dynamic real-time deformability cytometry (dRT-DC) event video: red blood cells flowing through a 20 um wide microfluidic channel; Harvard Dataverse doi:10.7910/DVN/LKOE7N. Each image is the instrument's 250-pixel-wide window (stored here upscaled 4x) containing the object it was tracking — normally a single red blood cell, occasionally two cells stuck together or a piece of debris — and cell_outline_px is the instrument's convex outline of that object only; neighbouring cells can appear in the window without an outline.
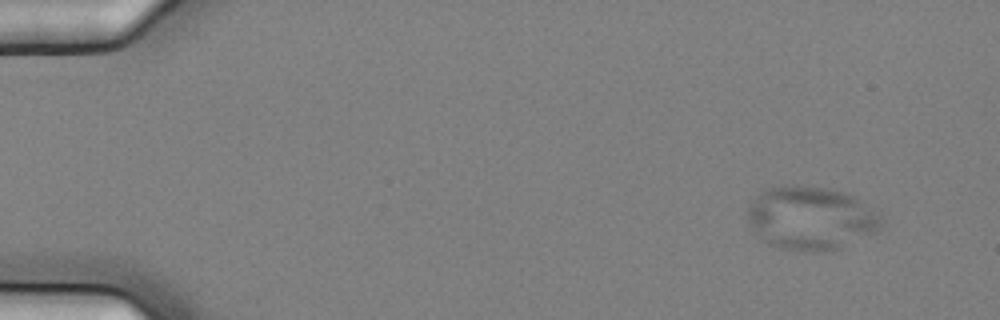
{"species": "common noctule bat (a hibernating species)", "species_latin": "Nyctalus noctula", "temperature_condition": "cold", "stored_images_in_passage": 4, "camera_frame_rate_fps": 3000, "um_per_image_px": 0.085, "animal": {"sex": "female", "body_mass_g": 25.1}, "frame": {"image": 1, "passage_image": 1, "time_ms": 0.0, "image_size_px": [1000, 320], "cell_outline_px": [[880, 232], [840, 248], [824, 252], [800, 252], [776, 248], [764, 240], [752, 228], [748, 220], [748, 204], [764, 188], [784, 184], [796, 184], [824, 188], [844, 192], [860, 200], [880, 216]], "centroid_in_image_um": [68.9, 18.55], "position_along_channel_um": 16.1, "area_um2": 49.94}}
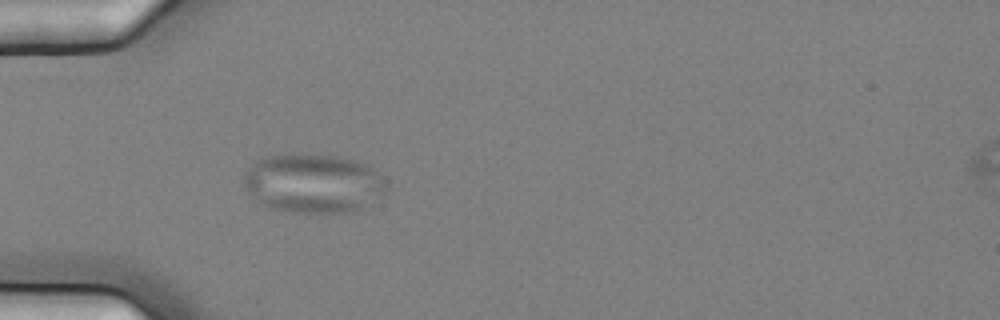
{"frame": {"image": 2, "passage_image": 4, "time_ms": 1.0, "image_size_px": [1000, 320], "cell_outline_px": [[388, 188], [364, 208], [356, 212], [296, 212], [272, 208], [260, 204], [248, 192], [244, 184], [244, 172], [248, 168], [260, 160], [268, 156], [292, 152], [300, 152], [336, 156], [368, 164], [380, 176]], "centroid_in_image_um": [26.61, 15.57], "position_along_channel_um": 58.4, "area_um2": 49.19}}